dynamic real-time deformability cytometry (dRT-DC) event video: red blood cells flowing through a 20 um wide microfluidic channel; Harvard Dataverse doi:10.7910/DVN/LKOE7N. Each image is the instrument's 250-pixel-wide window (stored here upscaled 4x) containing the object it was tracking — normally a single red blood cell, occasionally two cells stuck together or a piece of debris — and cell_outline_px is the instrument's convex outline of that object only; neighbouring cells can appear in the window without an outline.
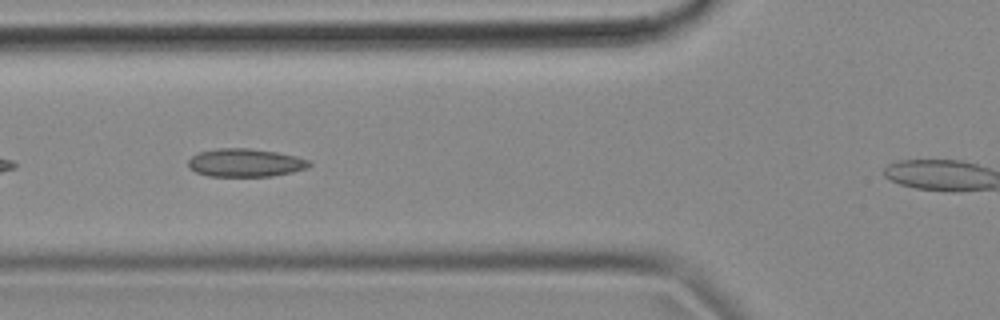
{"species": "common noctule bat (a hibernating species)", "species_latin": "Nyctalus noctula", "temperature_condition": "cold", "stored_images_in_passage": 8, "camera_frame_rate_fps": 3000, "um_per_image_px": 0.085, "animal": {"sex": "female", "body_mass_g": 18.4}, "frame": {"image": 1, "passage_image": 6, "time_ms": 1.667, "image_size_px": [1000, 320], "cell_outline_px": [[312, 164], [308, 168], [292, 172], [272, 176], [208, 176], [196, 172], [188, 164], [188, 160], [192, 156], [200, 152], [216, 148], [248, 148], [276, 152], [296, 156], [312, 160]], "centroid_in_image_um": [20.9, 13.83], "position_along_channel_um": 104.9, "area_um2": 19.88}}